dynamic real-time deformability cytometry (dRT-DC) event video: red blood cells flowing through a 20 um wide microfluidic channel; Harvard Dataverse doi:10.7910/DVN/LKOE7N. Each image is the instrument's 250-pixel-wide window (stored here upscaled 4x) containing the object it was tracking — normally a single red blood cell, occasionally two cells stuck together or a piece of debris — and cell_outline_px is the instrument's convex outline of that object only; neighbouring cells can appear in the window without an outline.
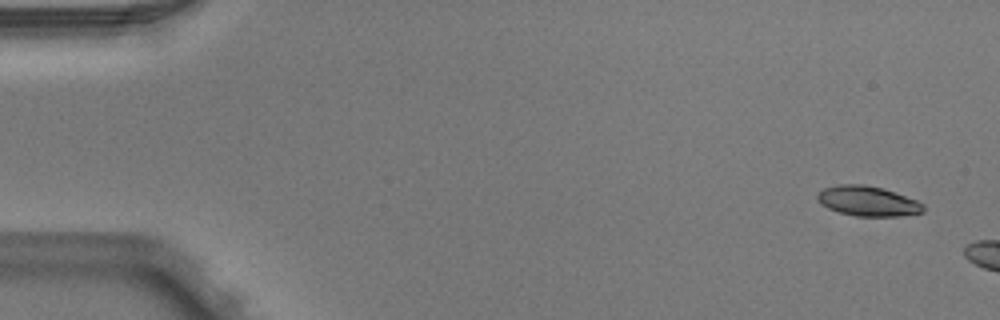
{"species": "Egyptian fruit bat (a non-hibernating species)", "species_latin": "Rousettus aegyptiacus", "temperature_condition": "warm", "stored_images_in_passage": 3, "camera_frame_rate_fps": 3000, "um_per_image_px": 0.085, "animal": {"sex": "male"}, "frame": {"image": 1, "passage_image": 1, "time_ms": 0.0, "image_size_px": [1000, 320], "cell_outline_px": [[924, 212], [896, 216], [856, 216], [840, 212], [828, 208], [820, 204], [816, 200], [816, 196], [824, 188], [840, 184], [864, 184], [896, 192], [916, 200], [924, 204]], "centroid_in_image_um": [73.75, 17.09], "position_along_channel_um": 11.2, "area_um2": 18.44}}